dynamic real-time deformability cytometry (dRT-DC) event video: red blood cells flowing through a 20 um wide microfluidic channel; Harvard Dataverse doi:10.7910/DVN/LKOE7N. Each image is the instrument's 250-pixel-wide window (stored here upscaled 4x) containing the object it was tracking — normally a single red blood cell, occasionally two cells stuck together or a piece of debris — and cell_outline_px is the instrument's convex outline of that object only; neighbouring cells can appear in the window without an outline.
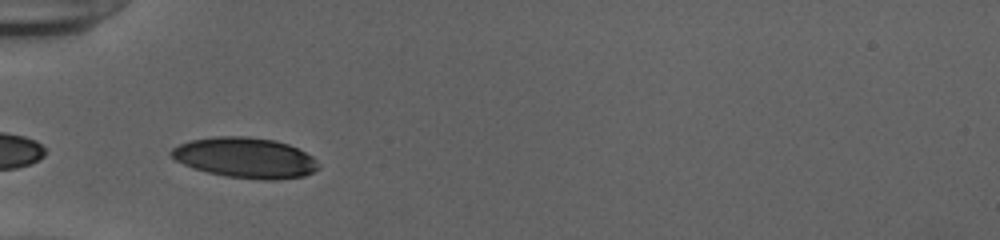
{"species": "human", "species_latin": "Homo sapiens", "temperature_condition": "cold", "stored_images_in_passage": 14, "camera_frame_rate_fps": 3000, "um_per_image_px": 0.085, "donor": {"sex": "female"}, "frame": {"image": 1, "passage_image": 1, "time_ms": 0.0, "image_size_px": [1000, 240], "cell_outline_px": [[320, 168], [304, 176], [276, 180], [260, 180], [224, 176], [192, 168], [176, 160], [168, 152], [172, 148], [180, 144], [192, 140], [216, 136], [248, 136], [276, 140], [288, 144], [312, 156], [316, 160]], "centroid_in_image_um": [20.85, 13.41], "position_along_channel_um": 64.2, "area_um2": 34.74}}
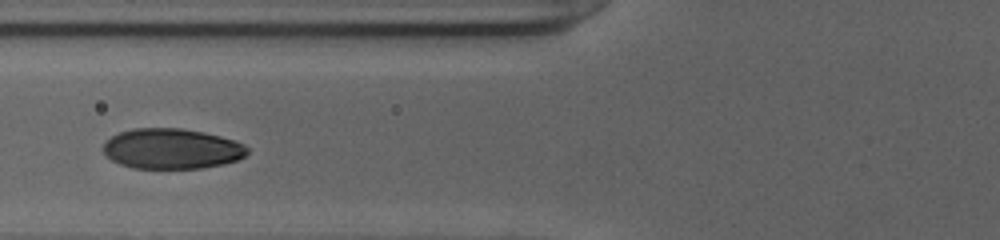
{"frame": {"image": 2, "passage_image": 5, "time_ms": 1.333, "image_size_px": [1000, 240], "cell_outline_px": [[248, 152], [240, 160], [224, 164], [200, 168], [132, 168], [120, 164], [112, 160], [104, 152], [104, 144], [112, 136], [120, 132], [132, 128], [184, 128], [204, 132], [220, 136], [244, 144], [248, 148]], "centroid_in_image_um": [14.63, 12.64], "position_along_channel_um": 111.2, "area_um2": 33.87}}
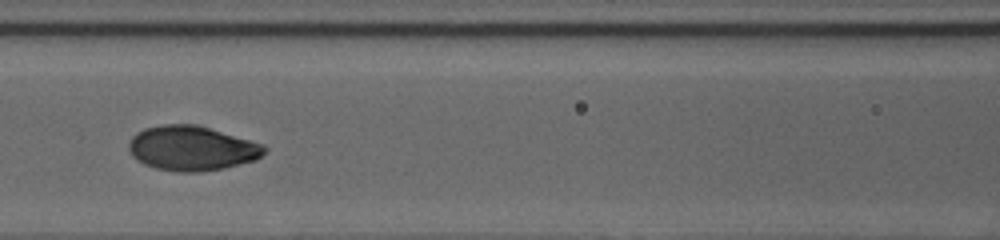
{"frame": {"image": 3, "passage_image": 8, "time_ms": 2.333, "image_size_px": [1000, 240], "cell_outline_px": [[268, 148], [256, 160], [224, 168], [200, 172], [176, 172], [156, 168], [144, 164], [136, 160], [132, 156], [128, 148], [128, 144], [132, 136], [136, 132], [144, 128], [160, 124], [192, 124], [208, 128], [264, 144]], "centroid_in_image_um": [16.27, 12.61], "position_along_channel_um": 150.3, "area_um2": 35.37}}